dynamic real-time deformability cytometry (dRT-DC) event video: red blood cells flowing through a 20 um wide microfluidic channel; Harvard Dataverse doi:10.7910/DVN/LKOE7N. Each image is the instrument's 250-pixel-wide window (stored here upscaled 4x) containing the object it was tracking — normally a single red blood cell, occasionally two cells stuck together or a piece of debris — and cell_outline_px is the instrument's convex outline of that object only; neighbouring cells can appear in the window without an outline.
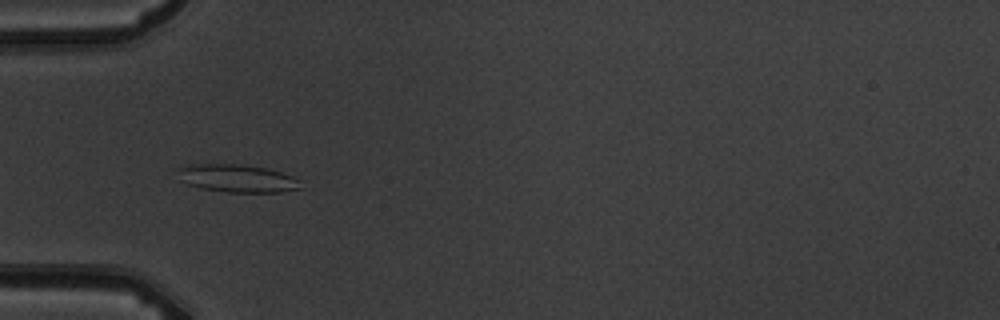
{"species": "common noctule bat (a hibernating species)", "species_latin": "Nyctalus noctula", "temperature_condition": "warm", "stored_images_in_passage": 4, "camera_frame_rate_fps": 3000, "um_per_image_px": 0.085, "animal": {"sex": "male", "body_mass_g": 19.5, "forearm_length_mm": 54.6}, "frame": {"image": 1, "passage_image": 3, "time_ms": 2.333, "image_size_px": [1000, 320], "cell_outline_px": [[300, 188], [280, 192], [228, 192], [200, 188], [188, 184], [180, 180], [180, 168], [192, 164], [240, 164], [264, 168], [280, 172], [292, 176], [300, 180]], "centroid_in_image_um": [20.18, 15.16], "position_along_channel_um": 64.8, "area_um2": 19.59}}